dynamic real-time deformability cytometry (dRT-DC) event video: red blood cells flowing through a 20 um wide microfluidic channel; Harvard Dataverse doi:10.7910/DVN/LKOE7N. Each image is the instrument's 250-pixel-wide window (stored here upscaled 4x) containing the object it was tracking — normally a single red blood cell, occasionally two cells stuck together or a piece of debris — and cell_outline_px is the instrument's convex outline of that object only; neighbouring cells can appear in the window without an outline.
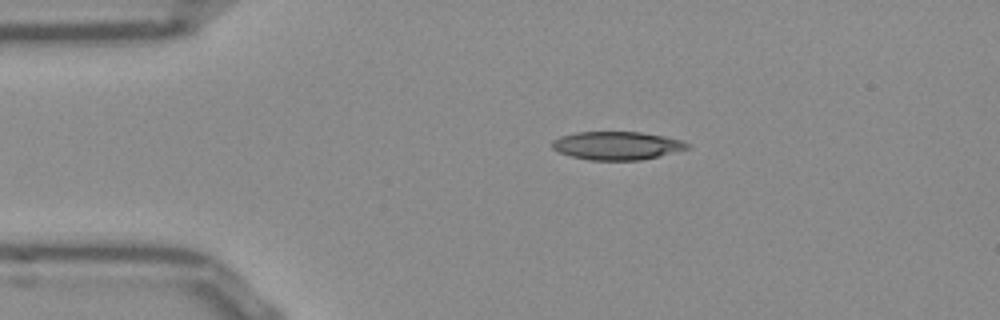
{"species": "Egyptian fruit bat (a non-hibernating species)", "species_latin": "Rousettus aegyptiacus", "temperature_condition": "room temperature", "stored_images_in_passage": 43, "camera_frame_rate_fps": 3000, "um_per_image_px": 0.085, "frame": {"image": 1, "passage_image": 1, "time_ms": 0.0, "image_size_px": [1000, 320], "cell_outline_px": [[692, 144], [688, 148], [660, 156], [640, 160], [588, 160], [572, 156], [560, 152], [552, 148], [552, 140], [560, 136], [576, 132], [640, 132], [664, 136], [680, 140]], "centroid_in_image_um": [52.44, 12.37], "position_along_channel_um": 32.6, "area_um2": 22.2}}
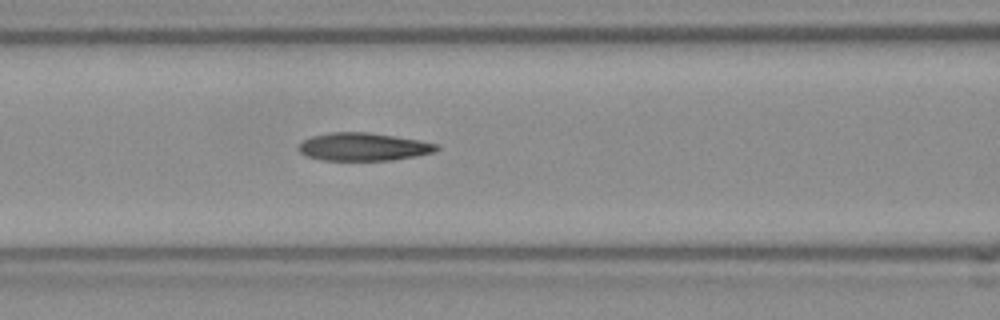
{"frame": {"image": 2, "passage_image": 12, "time_ms": 3.667, "image_size_px": [1000, 320], "cell_outline_px": [[440, 148], [436, 152], [416, 156], [392, 160], [320, 160], [308, 156], [300, 152], [300, 144], [304, 140], [312, 136], [332, 132], [368, 132], [420, 140], [440, 144]], "centroid_in_image_um": [30.96, 12.48], "position_along_channel_um": 135.6, "area_um2": 22.43}}
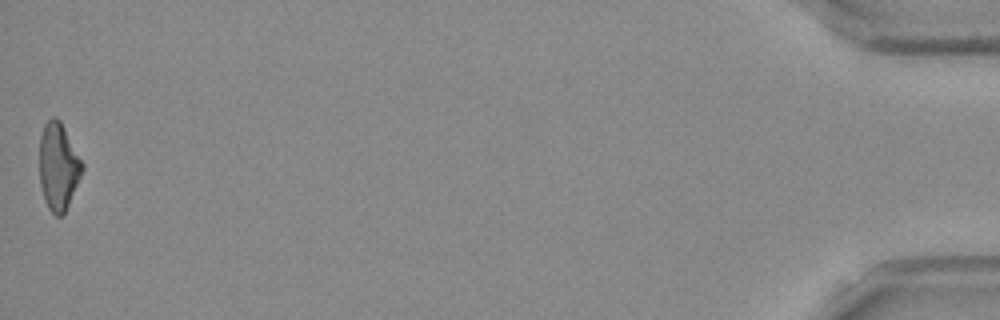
{"frame": {"image": 3, "passage_image": 43, "time_ms": 14.0, "image_size_px": [1000, 320], "cell_outline_px": [[84, 168], [68, 204], [64, 212], [60, 216], [56, 216], [48, 208], [44, 200], [40, 184], [40, 136], [44, 124], [52, 116], [56, 116], [60, 120], [84, 164]], "centroid_in_image_um": [4.95, 14.12], "position_along_channel_um": 430.3, "area_um2": 21.56}, "authors_computed_cell_mechanics": {"area_um2": 22.4842, "velocity_mm_per_s": 3.8496, "shape_relaxation_time_tau1_ms": 8.6437, "shape_relaxation_time_tau2_ms": 4.1133, "deformation_change_tau1": 0.2602, "deformation_change_tau2": 0.1539}}